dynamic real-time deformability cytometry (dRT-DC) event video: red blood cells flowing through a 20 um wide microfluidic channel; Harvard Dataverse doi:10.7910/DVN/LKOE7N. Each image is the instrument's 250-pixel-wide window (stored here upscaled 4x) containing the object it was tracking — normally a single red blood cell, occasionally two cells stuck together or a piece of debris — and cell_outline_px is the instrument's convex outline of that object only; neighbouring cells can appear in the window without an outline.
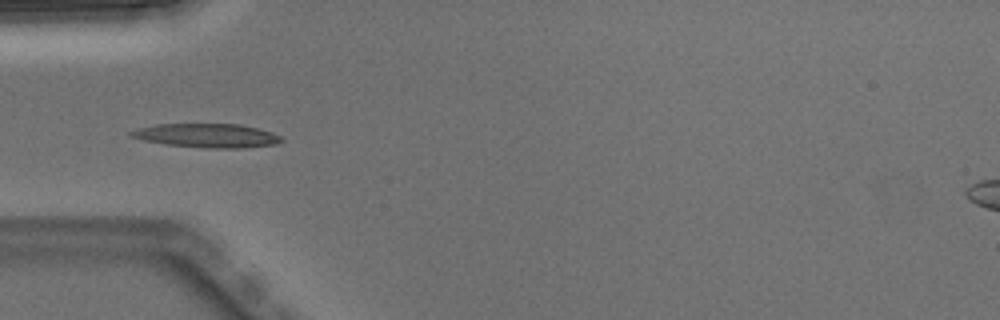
{"species": "Egyptian fruit bat (a non-hibernating species)", "species_latin": "Rousettus aegyptiacus", "temperature_condition": "warm", "stored_images_in_passage": 5, "camera_frame_rate_fps": 3000, "um_per_image_px": 0.085, "animal": {"sex": "male"}, "frame": {"image": 1, "passage_image": 4, "time_ms": 1.0, "image_size_px": [1000, 320], "cell_outline_px": [[284, 140], [276, 144], [244, 148], [208, 148], [168, 144], [144, 140], [128, 136], [128, 132], [140, 128], [156, 124], [240, 124], [272, 132], [280, 136]], "centroid_in_image_um": [17.61, 11.52], "position_along_channel_um": 67.4, "area_um2": 20.81}}